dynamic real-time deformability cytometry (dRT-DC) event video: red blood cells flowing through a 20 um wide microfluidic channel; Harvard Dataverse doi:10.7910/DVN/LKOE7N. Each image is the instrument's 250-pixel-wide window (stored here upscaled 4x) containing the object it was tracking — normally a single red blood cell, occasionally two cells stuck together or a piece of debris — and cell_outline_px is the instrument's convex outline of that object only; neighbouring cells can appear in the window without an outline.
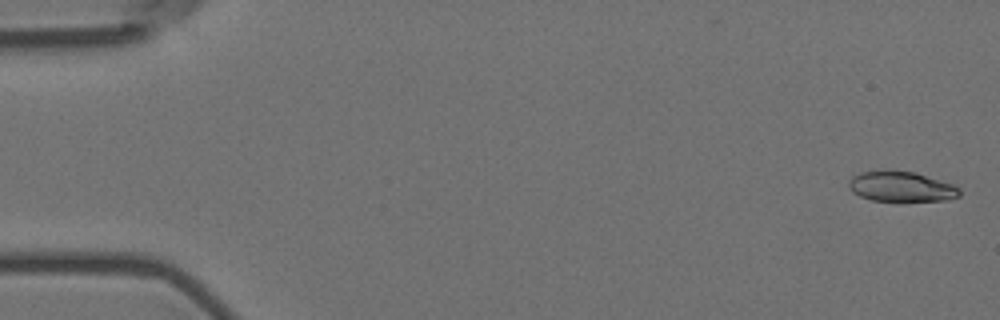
{"species": "Egyptian fruit bat (a non-hibernating species)", "species_latin": "Rousettus aegyptiacus", "temperature_condition": "room temperature", "stored_images_in_passage": 57, "camera_frame_rate_fps": 3000, "um_per_image_px": 0.085, "animal": {"sex": "female"}, "frame": {"image": 1, "passage_image": 2, "time_ms": 0.333, "image_size_px": [1000, 320], "cell_outline_px": [[960, 196], [948, 200], [872, 200], [860, 196], [852, 192], [848, 188], [848, 184], [852, 176], [860, 172], [888, 168], [916, 172], [952, 184], [960, 188]], "centroid_in_image_um": [76.57, 15.82], "position_along_channel_um": 8.4, "area_um2": 19.77}}
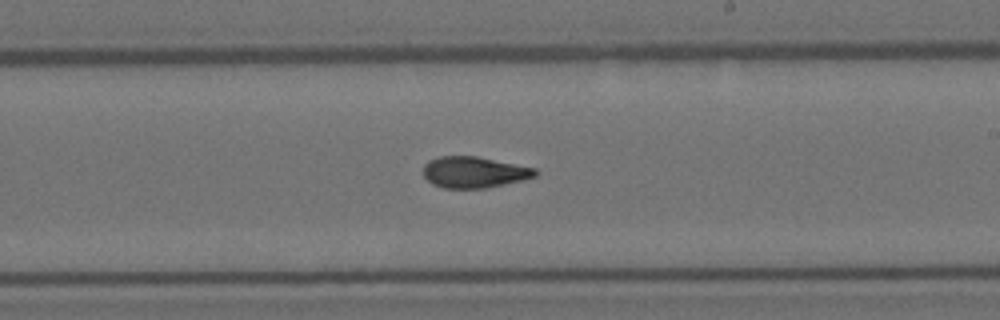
{"frame": {"image": 2, "passage_image": 34, "time_ms": 11.0, "image_size_px": [1000, 320], "cell_outline_px": [[536, 176], [524, 180], [484, 188], [444, 188], [432, 184], [424, 176], [424, 164], [428, 160], [440, 156], [476, 156], [536, 168]], "centroid_in_image_um": [40.28, 14.63], "position_along_channel_um": 248.7, "area_um2": 20.29}}
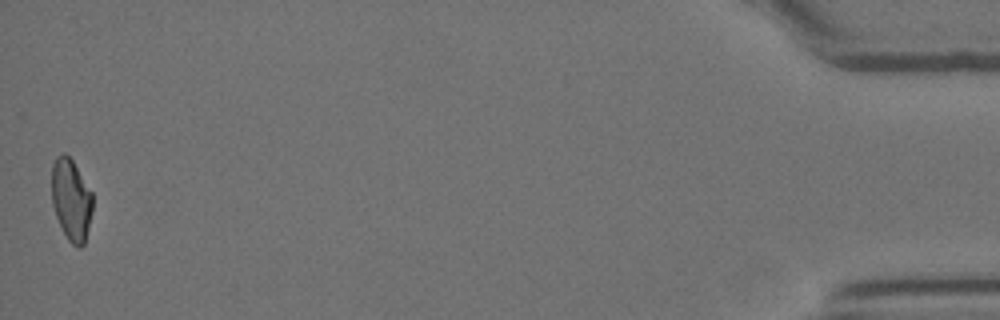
{"frame": {"image": 3, "passage_image": 57, "time_ms": 18.667, "image_size_px": [1000, 320], "cell_outline_px": [[92, 212], [84, 244], [80, 248], [76, 248], [68, 240], [56, 216], [52, 204], [52, 164], [56, 156], [64, 152], [72, 160], [92, 192]], "centroid_in_image_um": [6.05, 16.98], "position_along_channel_um": 429.2, "area_um2": 19.42}, "authors_computed_cell_mechanics": {"area_um2": 20.5768, "velocity_mm_per_s": 3.5764, "shape_relaxation_time_tau1_ms": 9.9706, "shape_relaxation_time_tau2_ms": 2.4889, "deformation_change_tau1": 0.2248, "deformation_change_tau2": 0.0812}}